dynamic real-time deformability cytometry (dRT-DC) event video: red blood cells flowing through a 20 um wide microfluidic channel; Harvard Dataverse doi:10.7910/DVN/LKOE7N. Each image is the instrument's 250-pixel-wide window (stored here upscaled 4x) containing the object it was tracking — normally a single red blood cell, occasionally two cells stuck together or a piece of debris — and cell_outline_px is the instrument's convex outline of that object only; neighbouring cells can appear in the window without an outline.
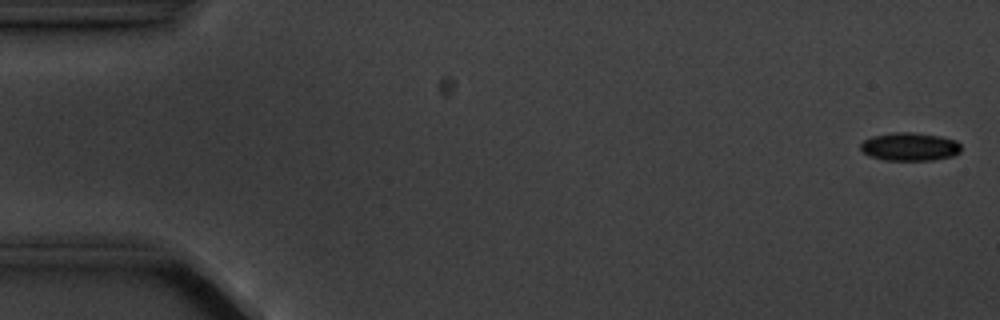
{"species": "common noctule bat (a hibernating species)", "species_latin": "Nyctalus noctula", "temperature_condition": "cold", "stored_images_in_passage": 6, "camera_frame_rate_fps": 3000, "um_per_image_px": 0.085, "animal": {"sex": "male", "body_mass_g": 20.1, "forearm_length_mm": 53.5}, "frame": {"image": 1, "passage_image": 1, "time_ms": 0.0, "image_size_px": [1000, 320], "cell_outline_px": [[960, 152], [952, 156], [932, 160], [884, 160], [868, 156], [860, 148], [860, 144], [864, 140], [872, 136], [892, 132], [912, 132], [940, 136], [956, 140], [960, 144]], "centroid_in_image_um": [77.31, 12.46], "position_along_channel_um": 7.7, "area_um2": 16.59}}